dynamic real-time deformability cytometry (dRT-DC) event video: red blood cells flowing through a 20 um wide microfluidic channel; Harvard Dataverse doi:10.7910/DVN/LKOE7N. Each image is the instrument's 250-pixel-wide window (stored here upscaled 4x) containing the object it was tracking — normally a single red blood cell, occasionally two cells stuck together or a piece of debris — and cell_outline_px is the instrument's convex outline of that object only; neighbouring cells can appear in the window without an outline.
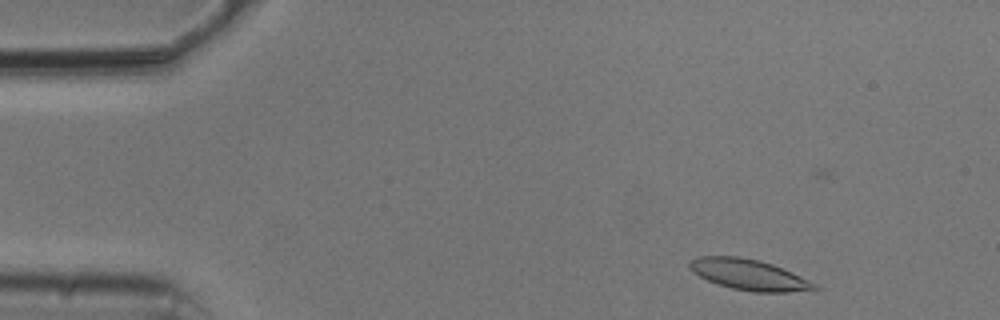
{"species": "common noctule bat (a hibernating species)", "species_latin": "Nyctalus noctula", "temperature_condition": "cold", "stored_images_in_passage": 13, "camera_frame_rate_fps": 3000, "um_per_image_px": 0.085, "animal": {"sex": "male", "body_mass_g": 20.5, "forearm_length_mm": 52.5}, "frame": {"image": 1, "passage_image": 3, "time_ms": 0.667, "image_size_px": [1000, 320], "cell_outline_px": [[820, 288], [788, 292], [752, 292], [732, 288], [716, 284], [692, 272], [688, 268], [688, 264], [692, 260], [700, 256], [740, 256], [772, 264], [792, 272], [816, 284]], "centroid_in_image_um": [63.62, 23.35], "position_along_channel_um": 21.4, "area_um2": 22.2}}